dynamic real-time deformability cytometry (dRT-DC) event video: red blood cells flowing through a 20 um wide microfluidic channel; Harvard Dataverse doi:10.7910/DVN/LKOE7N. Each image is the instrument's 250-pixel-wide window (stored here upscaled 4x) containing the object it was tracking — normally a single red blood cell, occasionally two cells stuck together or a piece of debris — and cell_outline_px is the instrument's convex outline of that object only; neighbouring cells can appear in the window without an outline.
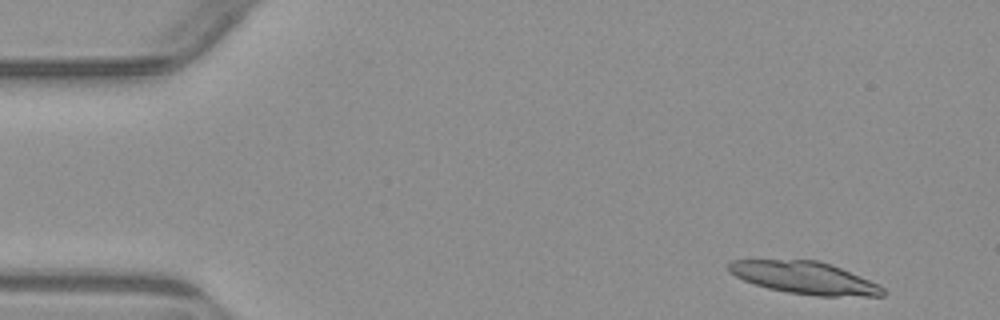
{"species": "common noctule bat (a hibernating species)", "species_latin": "Nyctalus noctula", "temperature_condition": "warm", "stored_images_in_passage": 4, "camera_frame_rate_fps": 3000, "um_per_image_px": 0.085, "animal": {"sex": "male", "body_mass_g": 23.1, "forearm_length_mm": 52.7}, "frame": {"image": 1, "passage_image": 1, "time_ms": 0.0, "image_size_px": [1000, 320], "cell_outline_px": [[884, 296], [816, 296], [788, 292], [768, 288], [744, 280], [736, 276], [728, 268], [728, 264], [732, 260], [816, 260], [832, 264], [880, 284], [884, 288]], "centroid_in_image_um": [68.45, 23.61], "position_along_channel_um": 16.6, "area_um2": 28.9}}